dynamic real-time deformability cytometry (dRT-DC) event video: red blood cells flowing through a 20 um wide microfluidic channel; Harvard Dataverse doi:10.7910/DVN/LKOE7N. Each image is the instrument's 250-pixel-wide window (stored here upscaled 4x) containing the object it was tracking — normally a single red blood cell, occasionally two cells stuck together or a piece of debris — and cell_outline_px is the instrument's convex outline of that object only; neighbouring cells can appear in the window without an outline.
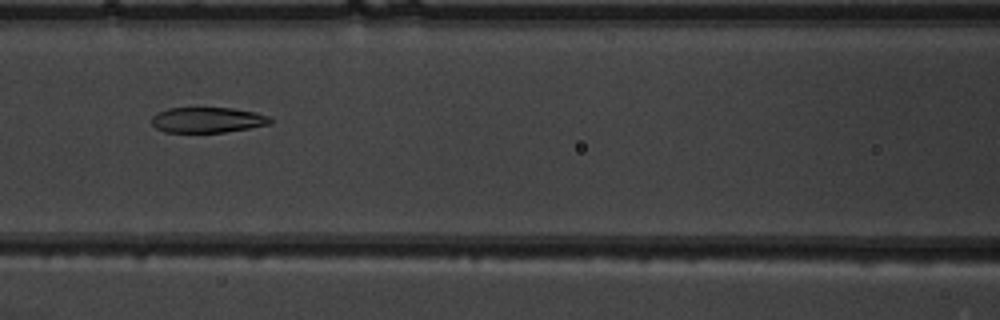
{"species": "common noctule bat (a hibernating species)", "species_latin": "Nyctalus noctula", "temperature_condition": "warm", "stored_images_in_passage": 43, "camera_frame_rate_fps": 3000, "um_per_image_px": 0.085, "animal": {"sex": "male", "body_mass_g": 19.5, "forearm_length_mm": 54.6}, "frame": {"image": 1, "passage_image": 15, "time_ms": 4.667, "image_size_px": [1000, 320], "cell_outline_px": [[272, 124], [224, 132], [164, 132], [156, 128], [152, 124], [152, 116], [156, 112], [168, 108], [232, 108], [256, 112], [268, 116], [272, 120]], "centroid_in_image_um": [17.63, 10.19], "position_along_channel_um": 149.0, "area_um2": 17.63}}
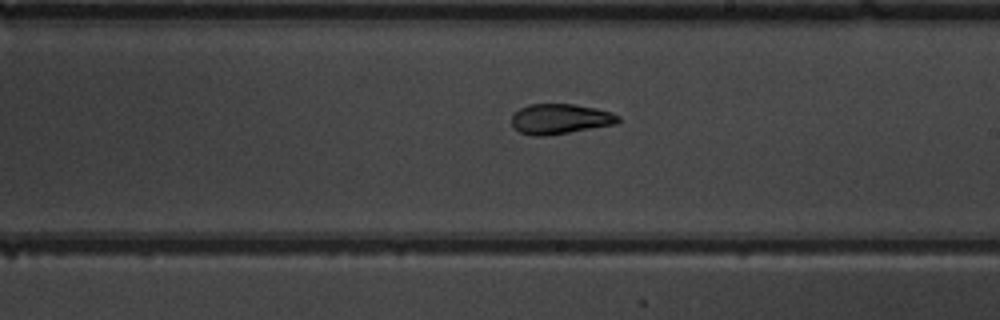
{"frame": {"image": 2, "passage_image": 22, "time_ms": 7.0, "image_size_px": [1000, 320], "cell_outline_px": [[620, 120], [616, 124], [544, 136], [532, 136], [520, 132], [512, 124], [512, 116], [520, 108], [528, 104], [572, 104], [596, 108], [612, 112], [620, 116]], "centroid_in_image_um": [47.62, 10.1], "position_along_channel_um": 241.4, "area_um2": 18.61}}
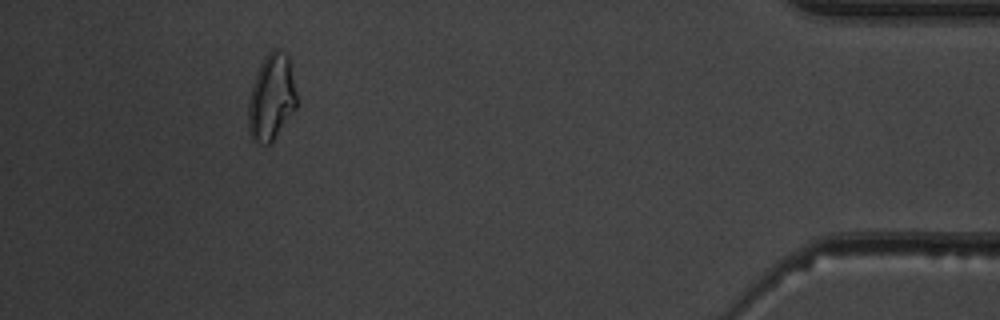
{"frame": {"image": 3, "passage_image": 39, "time_ms": 12.667, "image_size_px": [1000, 320], "cell_outline_px": [[296, 108], [272, 140], [268, 144], [264, 144], [252, 140], [248, 132], [248, 100], [256, 72], [264, 56], [272, 48], [276, 48], [288, 56], [296, 92]], "centroid_in_image_um": [23.04, 8.26], "position_along_channel_um": 412.2, "area_um2": 24.16}, "authors_computed_cell_mechanics": {"area_um2": 19.941, "velocity_mm_per_s": 3.9682, "shape_relaxation_time_tau1_ms": null, "shape_relaxation_time_tau2_ms": 2.8513, "deformation_change_tau1": null, "deformation_change_tau2": 0.0823}}